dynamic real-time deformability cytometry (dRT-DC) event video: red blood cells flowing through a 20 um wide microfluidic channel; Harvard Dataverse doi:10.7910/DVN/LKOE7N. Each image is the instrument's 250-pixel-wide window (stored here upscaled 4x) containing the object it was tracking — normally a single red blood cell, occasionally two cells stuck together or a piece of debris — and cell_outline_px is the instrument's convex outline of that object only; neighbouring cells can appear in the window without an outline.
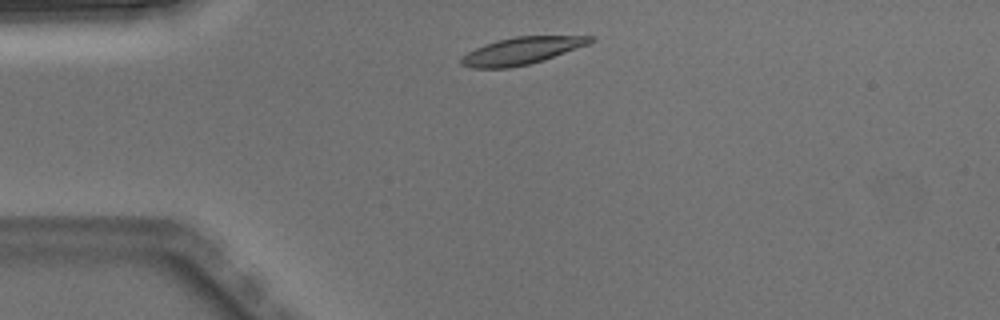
{"species": "Egyptian fruit bat (a non-hibernating species)", "species_latin": "Rousettus aegyptiacus", "temperature_condition": "warm", "stored_images_in_passage": 2, "camera_frame_rate_fps": 3000, "um_per_image_px": 0.085, "animal": {"sex": "male"}, "frame": {"image": 1, "passage_image": 1, "time_ms": 0.0, "image_size_px": [1000, 320], "cell_outline_px": [[596, 40], [588, 44], [544, 60], [528, 64], [508, 68], [472, 68], [460, 64], [460, 60], [468, 52], [484, 44], [496, 40], [516, 36], [596, 36]], "centroid_in_image_um": [44.35, 4.31], "position_along_channel_um": 40.6, "area_um2": 20.35}}